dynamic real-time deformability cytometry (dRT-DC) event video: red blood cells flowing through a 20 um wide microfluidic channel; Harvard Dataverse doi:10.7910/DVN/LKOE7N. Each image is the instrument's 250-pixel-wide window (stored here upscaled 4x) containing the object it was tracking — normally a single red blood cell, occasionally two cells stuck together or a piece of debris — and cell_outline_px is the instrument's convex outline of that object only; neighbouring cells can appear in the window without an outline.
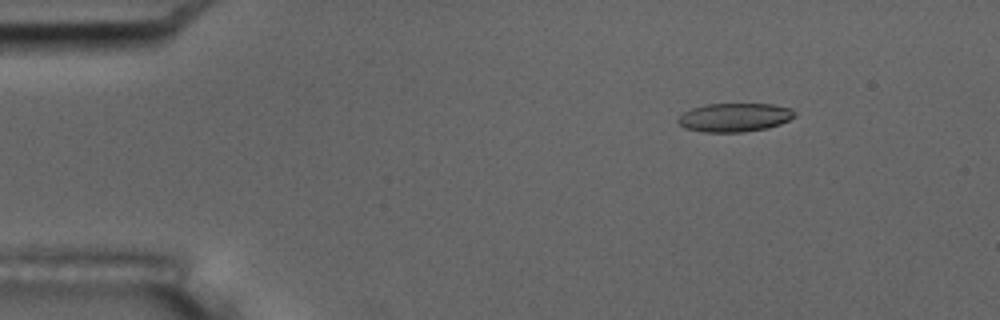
{"species": "common noctule bat (a hibernating species)", "species_latin": "Nyctalus noctula", "temperature_condition": "room temperature", "stored_images_in_passage": 8, "camera_frame_rate_fps": 3000, "um_per_image_px": 0.085, "animal": {"sex": "male", "body_mass_g": 17.5, "forearm_length_mm": 52.3}, "frame": {"image": 1, "passage_image": 3, "time_ms": 2.333, "image_size_px": [1000, 320], "cell_outline_px": [[796, 116], [780, 124], [768, 128], [744, 132], [704, 132], [684, 128], [676, 120], [684, 112], [692, 108], [704, 104], [772, 104], [792, 108], [796, 112]], "centroid_in_image_um": [62.46, 9.98], "position_along_channel_um": 22.5, "area_um2": 19.59}}